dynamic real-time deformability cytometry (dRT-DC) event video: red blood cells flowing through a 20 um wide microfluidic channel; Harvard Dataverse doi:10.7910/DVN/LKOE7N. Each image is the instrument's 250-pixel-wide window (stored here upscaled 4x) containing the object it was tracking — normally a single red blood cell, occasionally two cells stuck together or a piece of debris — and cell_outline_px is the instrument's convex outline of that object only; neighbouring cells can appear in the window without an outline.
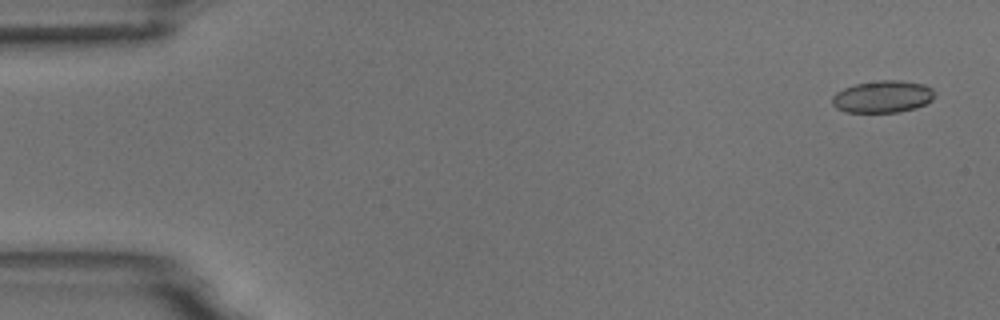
{"species": "common noctule bat (a hibernating species)", "species_latin": "Nyctalus noctula", "temperature_condition": "room temperature", "stored_images_in_passage": 4, "camera_frame_rate_fps": 3000, "um_per_image_px": 0.085, "animal": {"sex": "male", "body_mass_g": 18.8}, "frame": {"image": 1, "passage_image": 1, "time_ms": 0.0, "image_size_px": [1000, 320], "cell_outline_px": [[936, 92], [932, 100], [916, 108], [896, 112], [844, 112], [836, 108], [832, 104], [832, 96], [836, 92], [844, 88], [856, 84], [880, 80], [900, 80], [924, 84], [932, 88]], "centroid_in_image_um": [75.03, 8.21], "position_along_channel_um": 10.0, "area_um2": 19.25}}
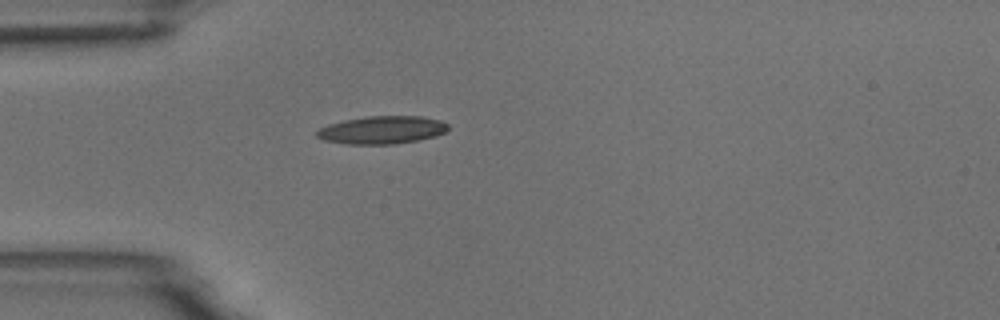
{"frame": {"image": 2, "passage_image": 4, "time_ms": 4.333, "image_size_px": [1000, 320], "cell_outline_px": [[448, 128], [444, 132], [436, 136], [396, 144], [348, 144], [324, 140], [316, 136], [316, 132], [320, 128], [328, 124], [344, 120], [368, 116], [424, 116], [440, 120], [448, 124]], "centroid_in_image_um": [32.47, 11.04], "position_along_channel_um": 52.5, "area_um2": 21.27}}